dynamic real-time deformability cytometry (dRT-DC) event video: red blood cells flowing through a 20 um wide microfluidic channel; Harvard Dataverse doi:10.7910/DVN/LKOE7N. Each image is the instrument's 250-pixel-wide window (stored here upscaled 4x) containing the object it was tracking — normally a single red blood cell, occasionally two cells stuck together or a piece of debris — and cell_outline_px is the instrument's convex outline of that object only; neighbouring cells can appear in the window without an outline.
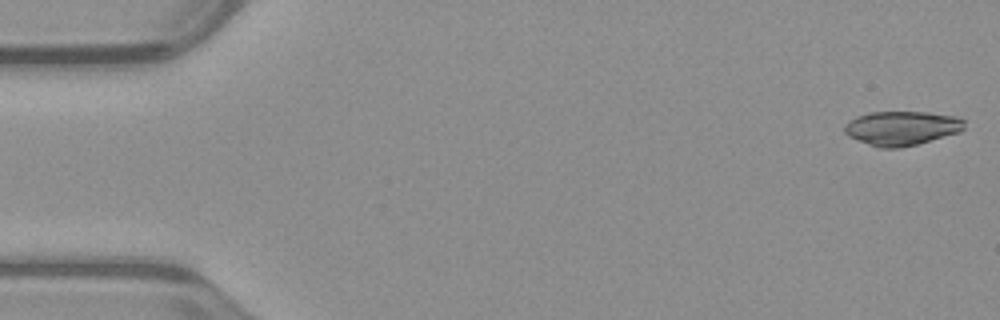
{"species": "common noctule bat (a hibernating species)", "species_latin": "Nyctalus noctula", "temperature_condition": "warm", "stored_images_in_passage": 13, "camera_frame_rate_fps": 3000, "um_per_image_px": 0.085, "animal": {"sex": "male", "body_mass_g": 23.1, "forearm_length_mm": 52.7}, "frame": {"image": 1, "passage_image": 1, "time_ms": 0.0, "image_size_px": [1000, 320], "cell_outline_px": [[964, 128], [960, 132], [916, 144], [900, 148], [880, 148], [868, 144], [848, 136], [844, 132], [844, 124], [848, 120], [856, 116], [868, 112], [928, 112], [956, 116], [964, 120]], "centroid_in_image_um": [76.61, 10.88], "position_along_channel_um": 8.4, "area_um2": 23.99}}